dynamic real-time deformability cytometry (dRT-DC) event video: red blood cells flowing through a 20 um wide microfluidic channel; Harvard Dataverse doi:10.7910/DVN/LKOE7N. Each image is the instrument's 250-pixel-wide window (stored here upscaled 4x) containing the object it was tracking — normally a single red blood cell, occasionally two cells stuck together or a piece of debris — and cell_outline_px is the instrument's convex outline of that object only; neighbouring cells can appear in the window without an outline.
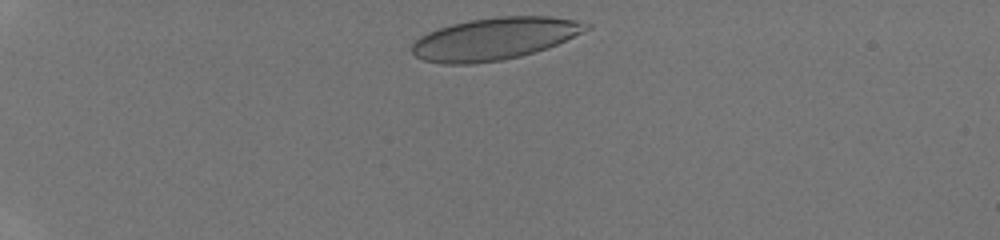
{"species": "human", "species_latin": "Homo sapiens", "temperature_condition": "room temperature", "stored_images_in_passage": 32, "camera_frame_rate_fps": 3000, "um_per_image_px": 0.085, "donor": {"sex": "male"}, "frame": {"image": 1, "passage_image": 2, "time_ms": 0.333, "image_size_px": [1000, 240], "cell_outline_px": [[592, 28], [548, 48], [520, 56], [500, 60], [472, 64], [444, 64], [424, 60], [416, 56], [412, 52], [412, 44], [420, 36], [428, 32], [452, 24], [472, 20], [500, 16], [552, 16], [576, 20], [592, 24]], "centroid_in_image_um": [42.07, 3.29], "position_along_channel_um": 42.9, "area_um2": 42.71}}
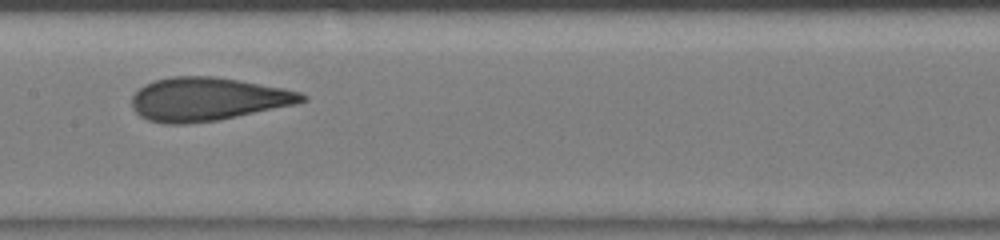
{"frame": {"image": 2, "passage_image": 16, "time_ms": 5.0, "image_size_px": [1000, 240], "cell_outline_px": [[308, 100], [296, 104], [220, 120], [188, 124], [164, 124], [148, 120], [140, 116], [132, 108], [132, 96], [144, 84], [152, 80], [172, 76], [216, 76], [284, 88], [300, 92], [308, 96]], "centroid_in_image_um": [17.64, 8.43], "position_along_channel_um": 189.8, "area_um2": 43.35}}
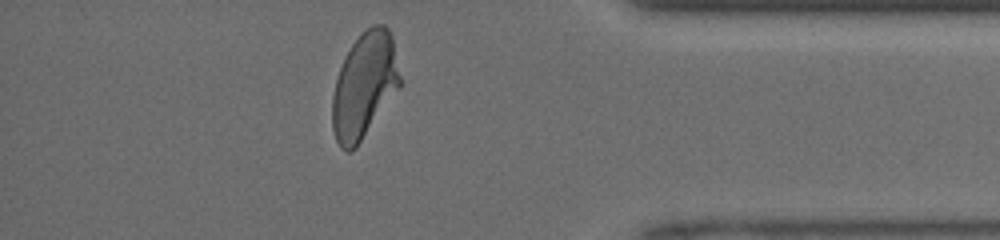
{"frame": {"image": 3, "passage_image": 31, "time_ms": 10.0, "image_size_px": [1000, 240], "cell_outline_px": [[400, 88], [356, 148], [352, 152], [348, 152], [340, 148], [336, 140], [332, 128], [332, 96], [336, 80], [340, 68], [352, 44], [372, 24], [384, 24], [388, 28], [392, 36], [400, 76]], "centroid_in_image_um": [30.97, 7.31], "position_along_channel_um": 404.2, "area_um2": 41.5}}